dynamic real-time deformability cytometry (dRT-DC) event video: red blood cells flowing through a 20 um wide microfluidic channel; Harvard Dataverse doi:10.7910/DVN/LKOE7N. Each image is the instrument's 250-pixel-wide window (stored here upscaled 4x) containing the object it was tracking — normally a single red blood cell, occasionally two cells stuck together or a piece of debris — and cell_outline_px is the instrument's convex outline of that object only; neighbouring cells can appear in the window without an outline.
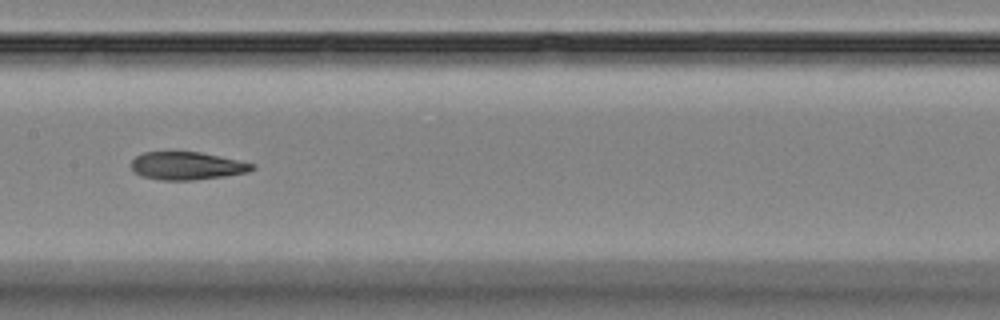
{"species": "Egyptian fruit bat (a non-hibernating species)", "species_latin": "Rousettus aegyptiacus", "temperature_condition": "room temperature", "stored_images_in_passage": 12, "camera_frame_rate_fps": 3000, "um_per_image_px": 0.085, "animal": {"sex": "female"}, "frame": {"image": 1, "passage_image": 6, "time_ms": 7.0, "image_size_px": [1000, 320], "cell_outline_px": [[256, 168], [248, 172], [224, 176], [192, 180], [160, 180], [140, 176], [132, 168], [132, 160], [136, 156], [144, 152], [200, 152], [256, 164]], "centroid_in_image_um": [15.9, 14.1], "position_along_channel_um": 191.5, "area_um2": 19.54}}
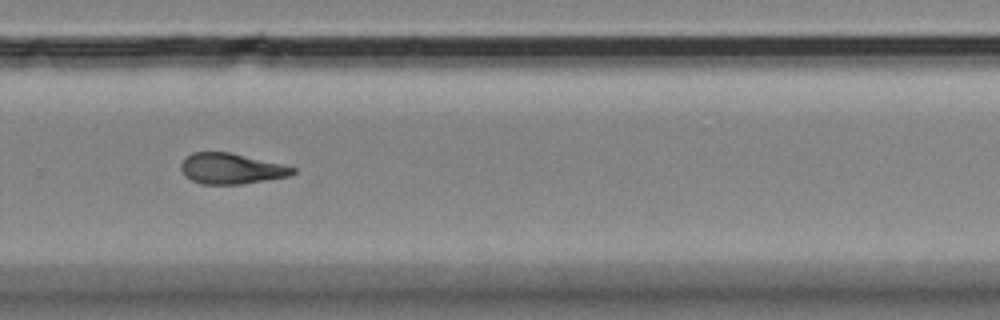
{"frame": {"image": 2, "passage_image": 9, "time_ms": 10.333, "image_size_px": [1000, 320], "cell_outline_px": [[296, 172], [288, 176], [244, 184], [200, 184], [192, 180], [180, 168], [180, 164], [192, 152], [228, 152], [284, 164], [296, 168]], "centroid_in_image_um": [19.69, 14.33], "position_along_channel_um": 310.1, "area_um2": 19.83}}
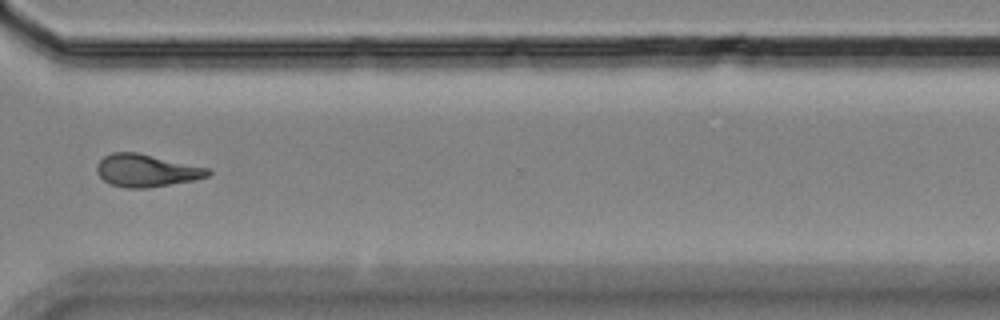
{"frame": {"image": 3, "passage_image": 10, "time_ms": 11.667, "image_size_px": [1000, 320], "cell_outline_px": [[212, 172], [208, 176], [192, 180], [148, 188], [124, 188], [112, 184], [104, 180], [96, 172], [96, 164], [104, 156], [112, 152], [136, 152], [208, 168]], "centroid_in_image_um": [12.4, 14.49], "position_along_channel_um": 358.2, "area_um2": 20.87}}